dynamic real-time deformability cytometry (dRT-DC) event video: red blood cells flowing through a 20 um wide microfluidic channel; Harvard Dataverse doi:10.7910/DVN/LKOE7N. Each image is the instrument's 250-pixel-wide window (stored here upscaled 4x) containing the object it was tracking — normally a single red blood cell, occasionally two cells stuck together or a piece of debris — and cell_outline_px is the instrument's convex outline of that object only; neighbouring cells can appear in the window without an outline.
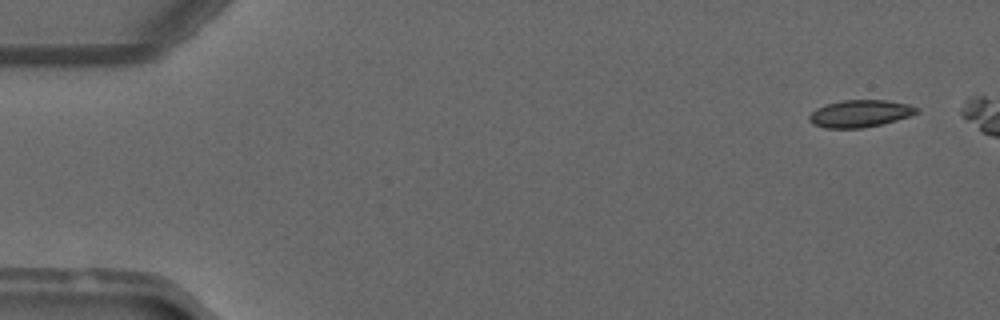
{"species": "common noctule bat (a hibernating species)", "species_latin": "Nyctalus noctula", "temperature_condition": "warm", "stored_images_in_passage": 41, "camera_frame_rate_fps": 3000, "um_per_image_px": 0.085, "animal": {"sex": "male", "forearm_length_mm": 52.5}, "frame": {"image": 1, "passage_image": 3, "time_ms": 0.667, "image_size_px": [1000, 320], "cell_outline_px": [[920, 112], [896, 120], [880, 124], [860, 128], [824, 128], [812, 124], [808, 120], [808, 116], [816, 108], [824, 104], [840, 100], [884, 100], [908, 104], [920, 108]], "centroid_in_image_um": [73.06, 9.64], "position_along_channel_um": 11.9, "area_um2": 17.11}}
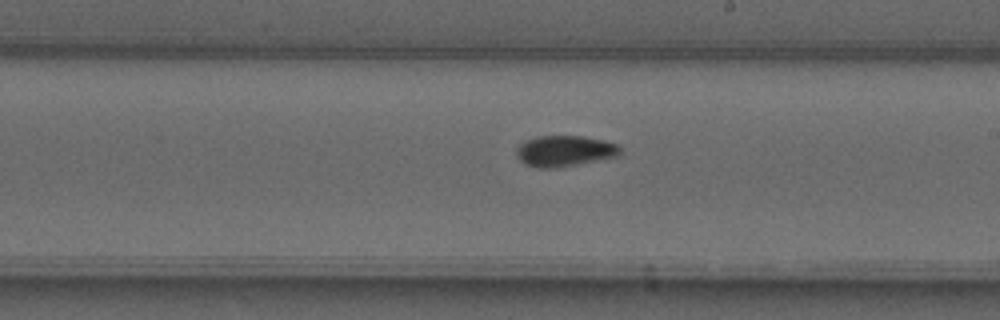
{"frame": {"image": 2, "passage_image": 29, "time_ms": 9.333, "image_size_px": [1000, 320], "cell_outline_px": [[620, 156], [556, 168], [536, 168], [524, 164], [516, 156], [516, 148], [524, 140], [536, 136], [584, 136], [604, 140], [620, 144]], "centroid_in_image_um": [47.99, 12.83], "position_along_channel_um": 241.0, "area_um2": 19.02}}
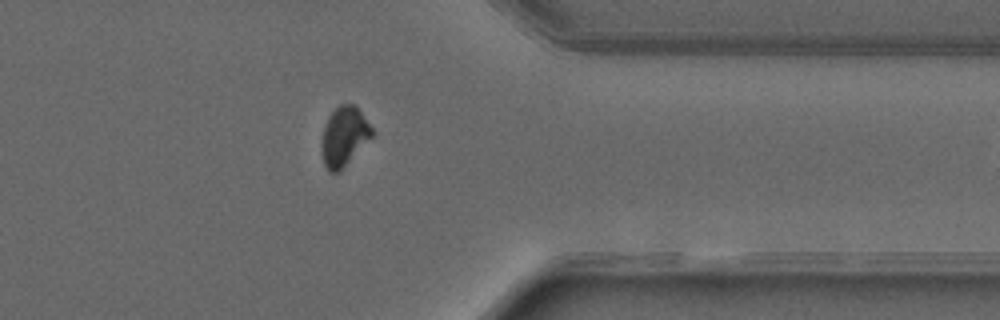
{"frame": {"image": 3, "passage_image": 40, "time_ms": 13.0, "image_size_px": [1000, 320], "cell_outline_px": [[376, 132], [340, 172], [328, 172], [324, 164], [320, 144], [324, 124], [328, 116], [340, 104], [356, 104]], "centroid_in_image_um": [29.25, 11.59], "position_along_channel_um": 382.1, "area_um2": 17.8}}